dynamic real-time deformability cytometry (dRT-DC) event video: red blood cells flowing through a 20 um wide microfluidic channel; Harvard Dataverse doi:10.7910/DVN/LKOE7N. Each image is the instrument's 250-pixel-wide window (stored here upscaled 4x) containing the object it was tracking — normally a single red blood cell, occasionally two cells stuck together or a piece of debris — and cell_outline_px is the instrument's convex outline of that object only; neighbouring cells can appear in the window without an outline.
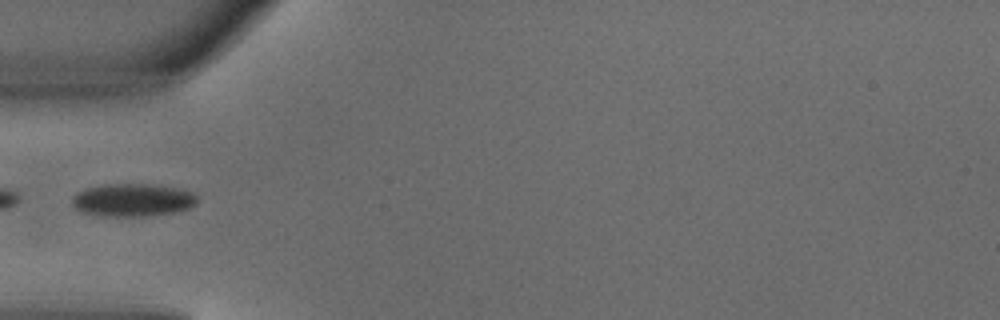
{"species": "common noctule bat (a hibernating species)", "species_latin": "Nyctalus noctula", "temperature_condition": "warm", "stored_images_in_passage": 3, "camera_frame_rate_fps": 3000, "um_per_image_px": 0.085, "animal": {"sex": "male", "body_mass_g": 18.8}, "frame": {"image": 1, "passage_image": 3, "time_ms": 0.667, "image_size_px": [1000, 320], "cell_outline_px": [[196, 204], [188, 208], [176, 212], [148, 216], [104, 216], [84, 212], [76, 208], [72, 204], [72, 196], [76, 192], [84, 188], [104, 184], [152, 184], [176, 188], [192, 192], [196, 196]], "centroid_in_image_um": [11.25, 16.99], "position_along_channel_um": 73.7, "area_um2": 23.99}}